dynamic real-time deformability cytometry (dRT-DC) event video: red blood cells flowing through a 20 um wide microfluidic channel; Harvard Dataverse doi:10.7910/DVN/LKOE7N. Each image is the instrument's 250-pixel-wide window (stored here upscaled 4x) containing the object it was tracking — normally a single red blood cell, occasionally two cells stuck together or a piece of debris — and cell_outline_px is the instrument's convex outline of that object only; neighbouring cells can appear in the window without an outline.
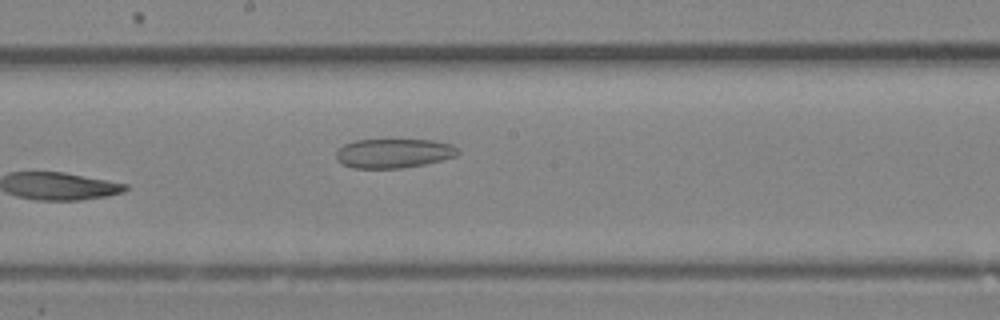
{"species": "Egyptian fruit bat (a non-hibernating species)", "species_latin": "Rousettus aegyptiacus", "temperature_condition": "room temperature", "stored_images_in_passage": 16, "camera_frame_rate_fps": 3000, "um_per_image_px": 0.085, "animal": {"sex": "female"}, "frame": {"image": 1, "passage_image": 16, "time_ms": 5.0, "image_size_px": [1000, 320], "cell_outline_px": [[460, 152], [456, 156], [424, 164], [400, 168], [352, 168], [336, 160], [336, 152], [344, 144], [356, 140], [432, 140], [452, 144]], "centroid_in_image_um": [33.45, 13.03], "position_along_channel_um": 214.7, "area_um2": 20.63}}